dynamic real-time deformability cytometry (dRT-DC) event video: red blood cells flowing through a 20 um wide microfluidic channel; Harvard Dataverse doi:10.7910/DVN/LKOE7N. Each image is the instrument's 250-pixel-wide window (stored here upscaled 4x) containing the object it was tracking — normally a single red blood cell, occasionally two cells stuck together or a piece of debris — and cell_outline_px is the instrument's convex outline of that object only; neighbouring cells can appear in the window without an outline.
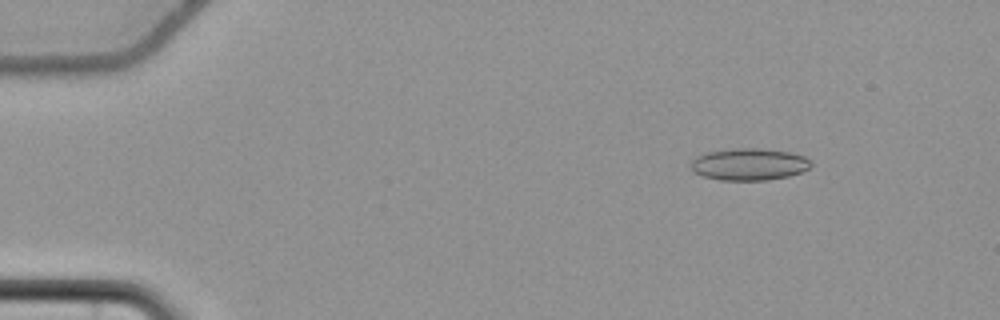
{"species": "common noctule bat (a hibernating species)", "species_latin": "Nyctalus noctula", "temperature_condition": "cold", "stored_images_in_passage": 57, "camera_frame_rate_fps": 3000, "um_per_image_px": 0.085, "animal": {"sex": "female", "body_mass_g": 22.7, "forearm_length_mm": 54.2}, "frame": {"image": 1, "passage_image": 8, "time_ms": 2.333, "image_size_px": [1000, 320], "cell_outline_px": [[812, 164], [808, 168], [800, 172], [788, 176], [768, 180], [720, 180], [704, 176], [692, 172], [692, 160], [696, 156], [708, 152], [736, 148], [756, 148], [792, 152], [804, 156], [812, 160]], "centroid_in_image_um": [63.69, 13.96], "position_along_channel_um": 21.3, "area_um2": 22.37}}
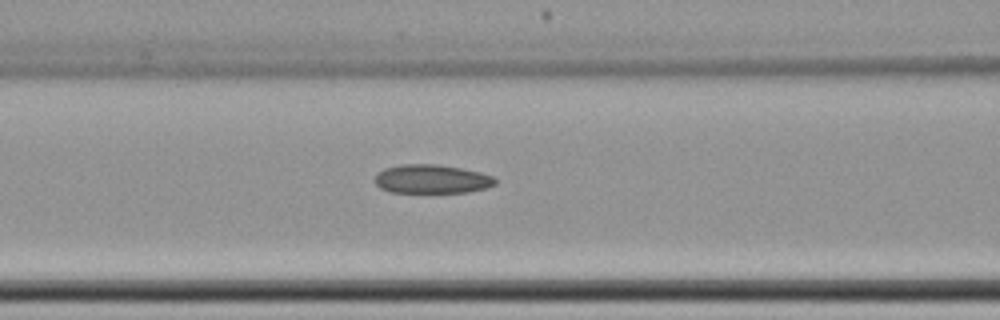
{"frame": {"image": 2, "passage_image": 25, "time_ms": 8.0, "image_size_px": [1000, 320], "cell_outline_px": [[496, 184], [484, 188], [468, 192], [392, 192], [380, 188], [376, 184], [376, 176], [384, 168], [400, 164], [436, 164], [460, 168], [480, 172], [492, 176], [496, 180]], "centroid_in_image_um": [36.7, 15.21], "position_along_channel_um": 129.9, "area_um2": 20.0}}
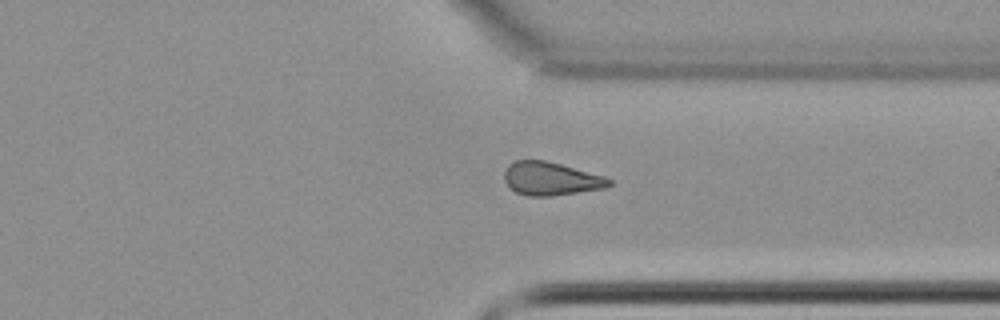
{"frame": {"image": 3, "passage_image": 44, "time_ms": 14.333, "image_size_px": [1000, 320], "cell_outline_px": [[612, 184], [604, 188], [552, 196], [528, 196], [516, 192], [508, 188], [504, 180], [504, 172], [508, 164], [516, 160], [544, 160], [560, 164], [604, 176], [612, 180]], "centroid_in_image_um": [46.78, 15.19], "position_along_channel_um": 364.6, "area_um2": 20.35}, "authors_computed_cell_mechanics": {"area_um2": 20.8658, "velocity_mm_per_s": 3.6955, "shape_relaxation_time_tau1_ms": 8.7698, "shape_relaxation_time_tau2_ms": 7.8865, "deformation_change_tau1": 0.1281, "deformation_change_tau2": 0.1424}}